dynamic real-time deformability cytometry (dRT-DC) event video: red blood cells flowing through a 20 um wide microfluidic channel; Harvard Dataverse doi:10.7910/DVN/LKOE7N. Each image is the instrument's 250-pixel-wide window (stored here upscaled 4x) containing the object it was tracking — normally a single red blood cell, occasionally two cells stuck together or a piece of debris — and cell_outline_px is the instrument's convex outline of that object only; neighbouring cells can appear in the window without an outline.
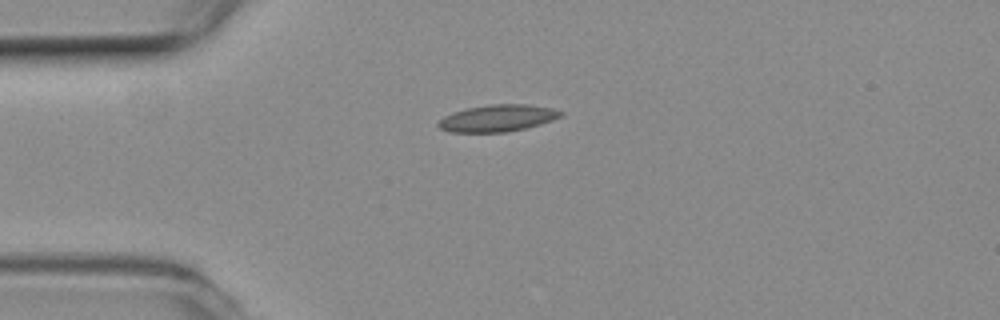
{"species": "common noctule bat (a hibernating species)", "species_latin": "Nyctalus noctula", "temperature_condition": "room temperature", "stored_images_in_passage": 16, "camera_frame_rate_fps": 3000, "um_per_image_px": 0.085, "animal": {"sex": "female", "body_mass_g": 19.3, "forearm_length_mm": 54.1}, "frame": {"image": 1, "passage_image": 1, "time_ms": 0.0, "image_size_px": [1000, 320], "cell_outline_px": [[564, 112], [560, 116], [552, 120], [540, 124], [508, 132], [452, 132], [440, 128], [436, 124], [444, 116], [452, 112], [468, 108], [492, 104], [524, 104], [552, 108]], "centroid_in_image_um": [42.28, 10.04], "position_along_channel_um": 42.7, "area_um2": 18.96}}
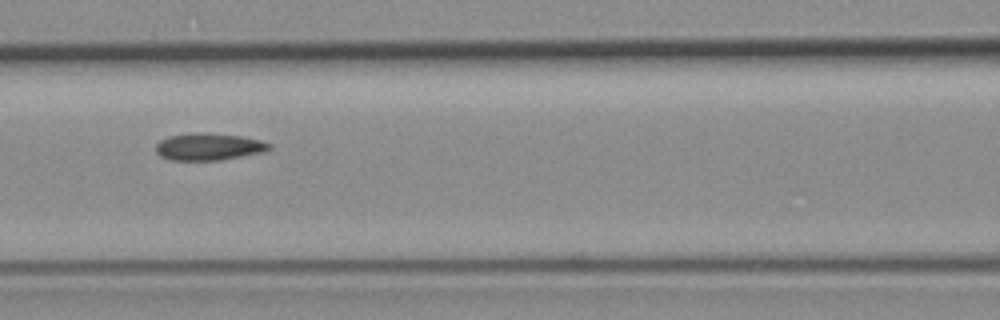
{"frame": {"image": 2, "passage_image": 11, "time_ms": 3.333, "image_size_px": [1000, 320], "cell_outline_px": [[272, 148], [264, 152], [220, 160], [172, 160], [160, 156], [156, 152], [156, 144], [160, 140], [168, 136], [196, 132], [204, 132], [240, 136], [260, 140], [272, 144]], "centroid_in_image_um": [17.74, 12.46], "position_along_channel_um": 148.9, "area_um2": 17.98}}
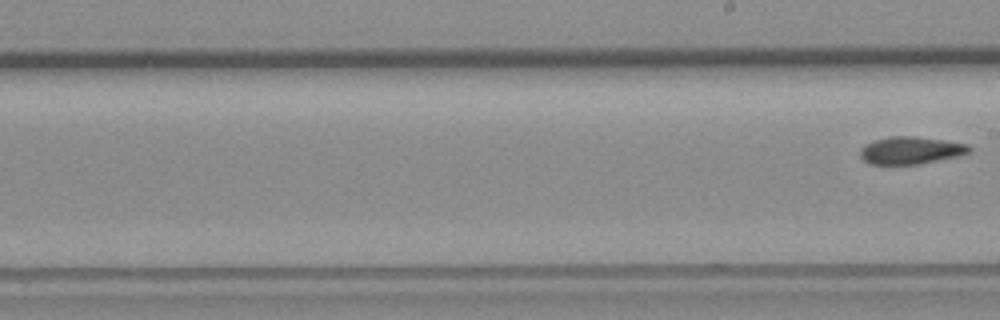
{"frame": {"image": 3, "passage_image": 16, "time_ms": 5.0, "image_size_px": [1000, 320], "cell_outline_px": [[972, 152], [956, 156], [920, 164], [868, 164], [860, 156], [860, 148], [876, 140], [888, 136], [916, 136], [944, 140], [968, 144], [972, 148]], "centroid_in_image_um": [77.43, 12.78], "position_along_channel_um": 211.6, "area_um2": 17.4}}